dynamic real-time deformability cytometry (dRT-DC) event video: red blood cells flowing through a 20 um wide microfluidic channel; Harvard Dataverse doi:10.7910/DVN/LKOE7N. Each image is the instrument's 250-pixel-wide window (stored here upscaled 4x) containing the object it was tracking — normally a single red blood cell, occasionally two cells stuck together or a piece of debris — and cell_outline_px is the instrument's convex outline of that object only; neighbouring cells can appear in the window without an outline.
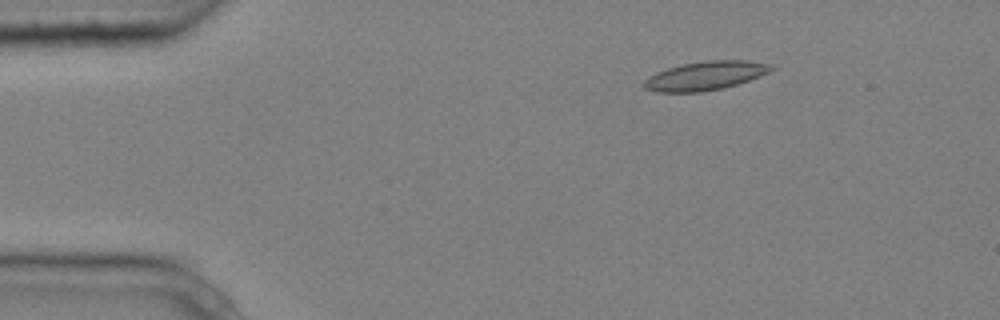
{"species": "common noctule bat (a hibernating species)", "species_latin": "Nyctalus noctula", "temperature_condition": "cold", "stored_images_in_passage": 6, "camera_frame_rate_fps": 3000, "um_per_image_px": 0.085, "animal": {"sex": "male", "body_mass_g": 20.4}, "frame": {"image": 1, "passage_image": 3, "time_ms": 0.667, "image_size_px": [1000, 320], "cell_outline_px": [[776, 68], [760, 76], [724, 88], [700, 92], [656, 92], [644, 88], [640, 84], [648, 76], [656, 72], [668, 68], [684, 64], [704, 60], [748, 60], [772, 64]], "centroid_in_image_um": [59.94, 6.43], "position_along_channel_um": 25.1, "area_um2": 21.5}}
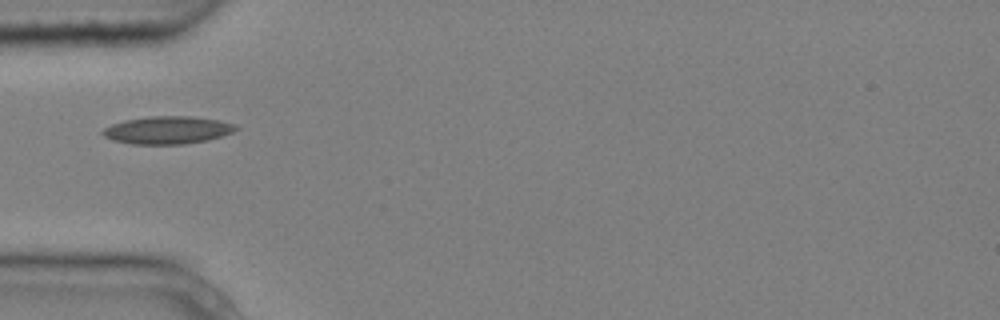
{"frame": {"image": 2, "passage_image": 5, "time_ms": 1.333, "image_size_px": [1000, 320], "cell_outline_px": [[240, 128], [232, 132], [208, 140], [184, 144], [128, 144], [112, 140], [104, 136], [100, 132], [104, 128], [112, 124], [124, 120], [148, 116], [192, 116], [220, 120], [236, 124]], "centroid_in_image_um": [14.23, 11.05], "position_along_channel_um": 70.8, "area_um2": 21.68}}
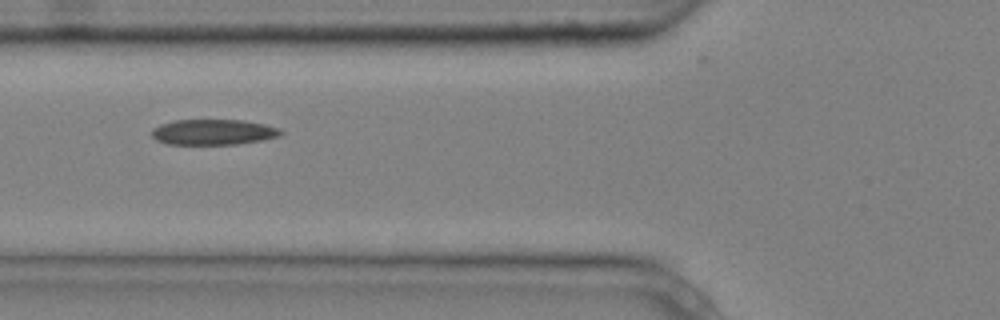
{"frame": {"image": 3, "passage_image": 6, "time_ms": 1.667, "image_size_px": [1000, 320], "cell_outline_px": [[284, 132], [280, 136], [260, 140], [236, 144], [164, 144], [156, 140], [148, 132], [152, 128], [160, 124], [172, 120], [244, 120], [264, 124], [280, 128]], "centroid_in_image_um": [18.08, 11.22], "position_along_channel_um": 107.7, "area_um2": 19.42}}